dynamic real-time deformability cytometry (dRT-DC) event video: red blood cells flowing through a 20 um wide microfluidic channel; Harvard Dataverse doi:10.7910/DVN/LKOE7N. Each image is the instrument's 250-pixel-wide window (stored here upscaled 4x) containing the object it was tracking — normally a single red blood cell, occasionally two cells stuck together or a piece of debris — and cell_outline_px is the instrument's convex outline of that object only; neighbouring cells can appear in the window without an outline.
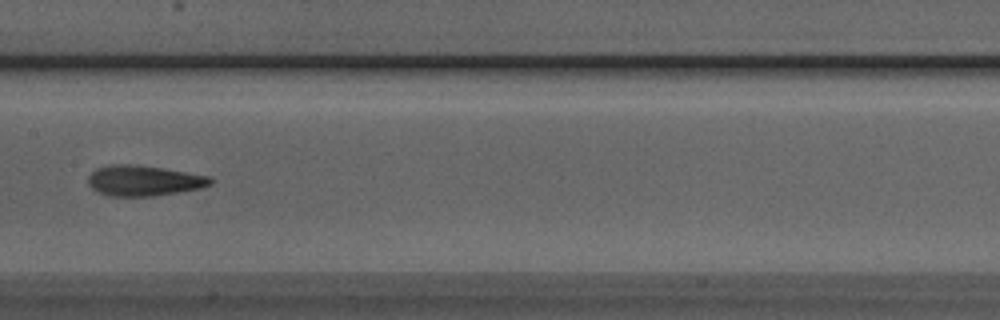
{"species": "Egyptian fruit bat (a non-hibernating species)", "species_latin": "Rousettus aegyptiacus", "temperature_condition": "room temperature", "stored_images_in_passage": 8, "camera_frame_rate_fps": 3000, "um_per_image_px": 0.085, "animal": {"sex": "male"}, "frame": {"image": 1, "passage_image": 7, "time_ms": 2.0, "image_size_px": [1000, 320], "cell_outline_px": [[216, 180], [212, 184], [200, 188], [180, 192], [152, 196], [108, 196], [92, 188], [88, 184], [88, 176], [96, 168], [112, 164], [136, 164], [164, 168], [208, 176]], "centroid_in_image_um": [12.23, 15.35], "position_along_channel_um": 195.2, "area_um2": 21.85}}
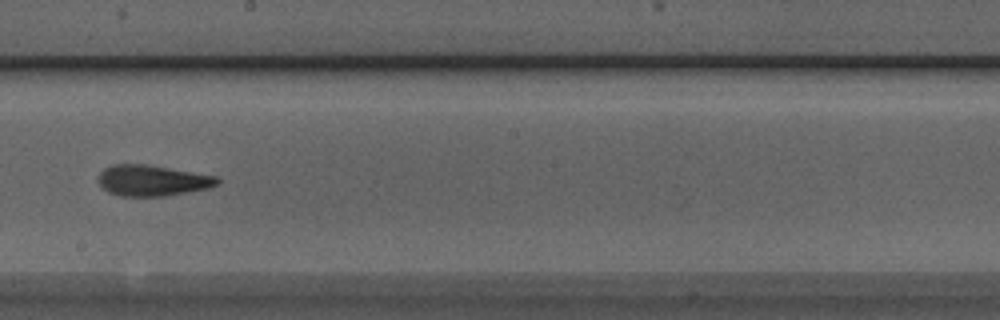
{"frame": {"image": 2, "passage_image": 8, "time_ms": 2.333, "image_size_px": [1000, 320], "cell_outline_px": [[220, 184], [208, 188], [188, 192], [164, 196], [120, 196], [108, 192], [96, 180], [100, 172], [104, 168], [112, 164], [144, 164], [220, 176]], "centroid_in_image_um": [12.96, 15.34], "position_along_channel_um": 235.2, "area_um2": 21.62}}